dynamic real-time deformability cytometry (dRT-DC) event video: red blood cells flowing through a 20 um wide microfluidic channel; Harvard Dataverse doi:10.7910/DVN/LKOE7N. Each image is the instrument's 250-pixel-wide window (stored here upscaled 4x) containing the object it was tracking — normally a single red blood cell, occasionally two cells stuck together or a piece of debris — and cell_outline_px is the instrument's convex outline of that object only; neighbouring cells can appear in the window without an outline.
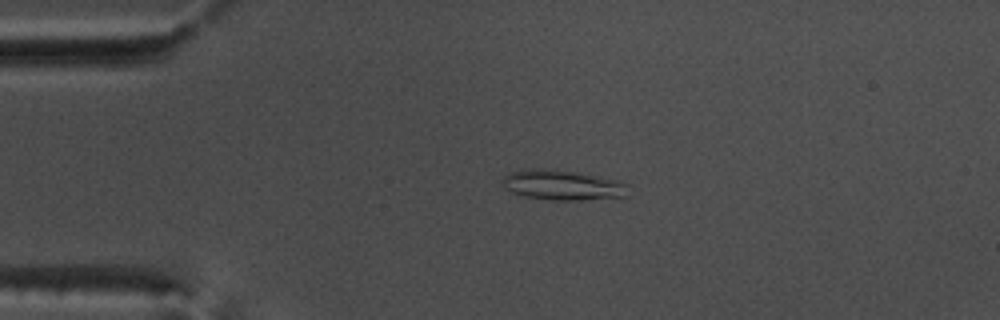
{"species": "common noctule bat (a hibernating species)", "species_latin": "Nyctalus noctula", "temperature_condition": "warm", "stored_images_in_passage": 53, "camera_frame_rate_fps": 3000, "um_per_image_px": 0.085, "animal": {"sex": "male", "body_mass_g": 17.5, "forearm_length_mm": 52.3}, "frame": {"image": 1, "passage_image": 12, "time_ms": 3.667, "image_size_px": [1000, 320], "cell_outline_px": [[628, 196], [580, 200], [552, 200], [524, 196], [512, 192], [504, 188], [500, 184], [500, 180], [504, 176], [512, 172], [524, 168], [540, 168], [576, 172], [620, 180], [628, 184]], "centroid_in_image_um": [47.8, 15.72], "position_along_channel_um": 37.2, "area_um2": 22.31}}
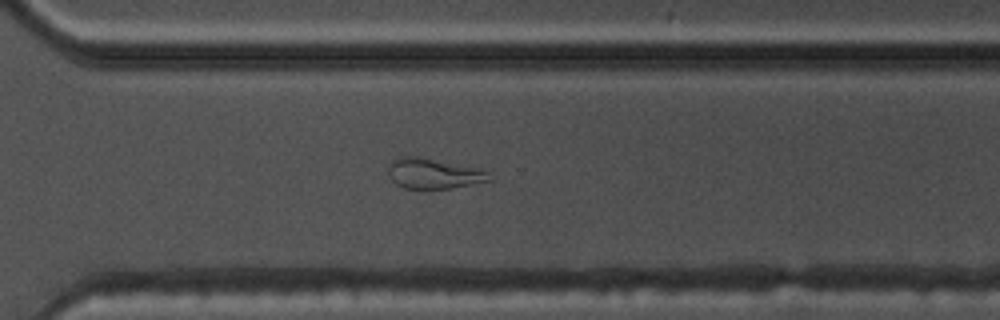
{"frame": {"image": 2, "passage_image": 38, "time_ms": 12.333, "image_size_px": [1000, 320], "cell_outline_px": [[492, 180], [432, 192], [424, 192], [404, 188], [396, 184], [392, 180], [388, 172], [388, 164], [392, 160], [404, 156], [416, 156], [480, 168]], "centroid_in_image_um": [36.79, 14.8], "position_along_channel_um": 333.8, "area_um2": 18.38}}
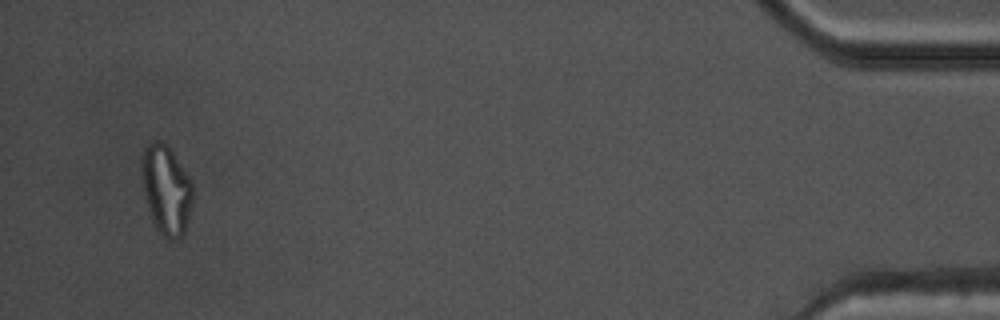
{"frame": {"image": 3, "passage_image": 51, "time_ms": 16.667, "image_size_px": [1000, 320], "cell_outline_px": [[192, 200], [184, 232], [176, 240], [168, 240], [156, 228], [152, 220], [148, 208], [140, 176], [140, 160], [144, 148], [148, 144], [156, 140], [160, 140], [168, 144], [188, 176], [192, 184]], "centroid_in_image_um": [14.09, 16.08], "position_along_channel_um": 421.1, "area_um2": 26.59}, "authors_computed_cell_mechanics": {"area_um2": 20.808, "velocity_mm_per_s": 3.8257, "shape_relaxation_time_tau1_ms": null, "shape_relaxation_time_tau2_ms": 1.9501, "deformation_change_tau1": null, "deformation_change_tau2": 0.0848}}